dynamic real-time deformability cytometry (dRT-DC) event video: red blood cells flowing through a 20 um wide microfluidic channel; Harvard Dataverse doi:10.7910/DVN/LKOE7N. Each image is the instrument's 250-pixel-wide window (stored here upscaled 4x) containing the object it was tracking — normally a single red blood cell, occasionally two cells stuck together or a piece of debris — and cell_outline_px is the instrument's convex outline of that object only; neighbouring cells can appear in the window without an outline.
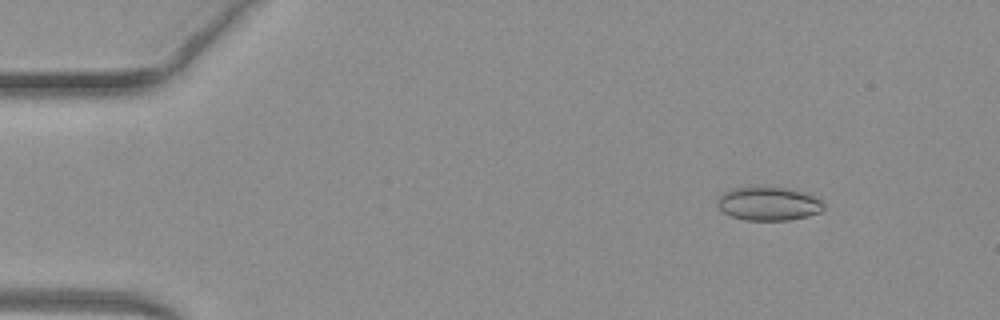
{"species": "common noctule bat (a hibernating species)", "species_latin": "Nyctalus noctula", "temperature_condition": "warm", "stored_images_in_passage": 8, "camera_frame_rate_fps": 3000, "um_per_image_px": 0.085, "animal": {"sex": "female", "body_mass_g": 19.3, "forearm_length_mm": 54.1}, "frame": {"image": 1, "passage_image": 6, "time_ms": 1.667, "image_size_px": [1000, 320], "cell_outline_px": [[824, 208], [820, 212], [808, 216], [788, 220], [744, 220], [732, 216], [724, 212], [716, 204], [716, 200], [728, 188], [788, 188], [808, 192], [820, 200], [824, 204]], "centroid_in_image_um": [65.34, 17.32], "position_along_channel_um": 19.7, "area_um2": 20.75}}